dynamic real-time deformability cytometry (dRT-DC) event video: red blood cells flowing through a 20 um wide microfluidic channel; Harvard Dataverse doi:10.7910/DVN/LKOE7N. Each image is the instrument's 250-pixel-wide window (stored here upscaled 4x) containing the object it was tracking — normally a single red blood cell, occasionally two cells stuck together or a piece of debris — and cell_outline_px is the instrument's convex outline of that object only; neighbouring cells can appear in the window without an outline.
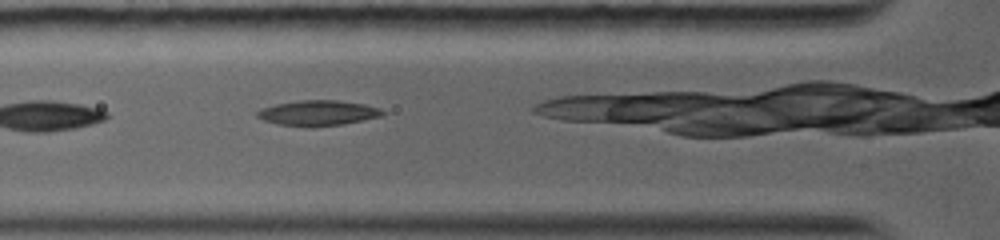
{"species": "common noctule bat (a hibernating species)", "species_latin": "Nyctalus noctula", "temperature_condition": "warm", "stored_images_in_passage": 13, "camera_frame_rate_fps": 5000, "um_per_image_px": 0.085, "animal": {"sex": "female", "body_mass_g": 19.0, "forearm_length_mm": 56.7}, "frame": {"image": 1, "passage_image": 4, "time_ms": 0.8, "image_size_px": [1000, 240], "cell_outline_px": [[384, 112], [380, 116], [344, 124], [312, 128], [276, 124], [264, 120], [256, 116], [256, 112], [260, 108], [276, 104], [300, 100], [340, 100], [364, 104], [380, 108]], "centroid_in_image_um": [26.99, 9.61], "position_along_channel_um": 98.8, "area_um2": 18.67}}
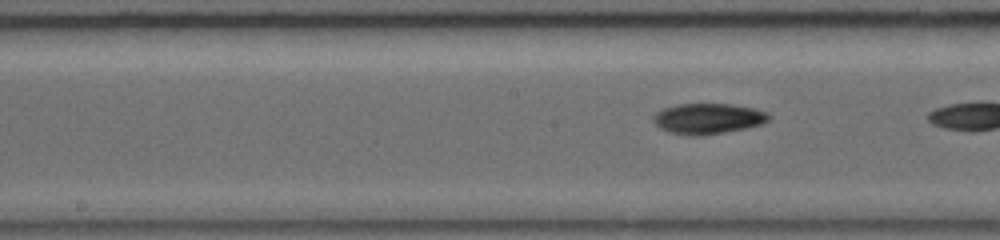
{"frame": {"image": 2, "passage_image": 11, "time_ms": 2.4, "image_size_px": [1000, 240], "cell_outline_px": [[772, 116], [764, 124], [724, 132], [700, 136], [688, 136], [672, 132], [660, 128], [652, 120], [652, 116], [656, 112], [664, 108], [676, 104], [732, 104], [756, 108], [768, 112]], "centroid_in_image_um": [60.21, 10.07], "position_along_channel_um": 188.0, "area_um2": 20.75}}